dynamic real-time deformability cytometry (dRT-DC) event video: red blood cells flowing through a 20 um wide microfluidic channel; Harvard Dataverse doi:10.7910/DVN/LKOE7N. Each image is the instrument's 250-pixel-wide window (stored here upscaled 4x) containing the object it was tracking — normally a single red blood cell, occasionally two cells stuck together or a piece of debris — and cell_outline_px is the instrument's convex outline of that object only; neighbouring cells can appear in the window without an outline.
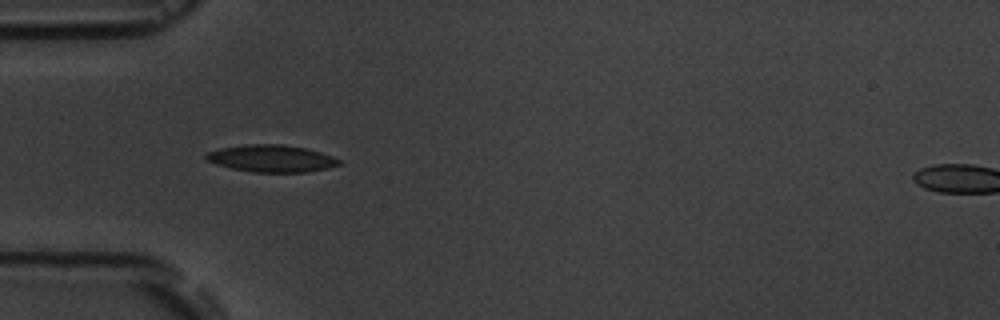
{"species": "common noctule bat (a hibernating species)", "species_latin": "Nyctalus noctula", "temperature_condition": "room temperature", "stored_images_in_passage": 2, "camera_frame_rate_fps": 3000, "um_per_image_px": 0.085, "animal": {"sex": "male", "body_mass_g": 19.5, "forearm_length_mm": 54.6}, "frame": {"image": 1, "passage_image": 2, "time_ms": 1.0, "image_size_px": [1000, 320], "cell_outline_px": [[340, 164], [308, 172], [252, 172], [232, 168], [216, 164], [204, 160], [204, 156], [208, 152], [220, 148], [244, 144], [284, 144], [304, 148], [320, 152], [332, 156], [340, 160]], "centroid_in_image_um": [23.02, 13.46], "position_along_channel_um": 62.0, "area_um2": 20.92}}